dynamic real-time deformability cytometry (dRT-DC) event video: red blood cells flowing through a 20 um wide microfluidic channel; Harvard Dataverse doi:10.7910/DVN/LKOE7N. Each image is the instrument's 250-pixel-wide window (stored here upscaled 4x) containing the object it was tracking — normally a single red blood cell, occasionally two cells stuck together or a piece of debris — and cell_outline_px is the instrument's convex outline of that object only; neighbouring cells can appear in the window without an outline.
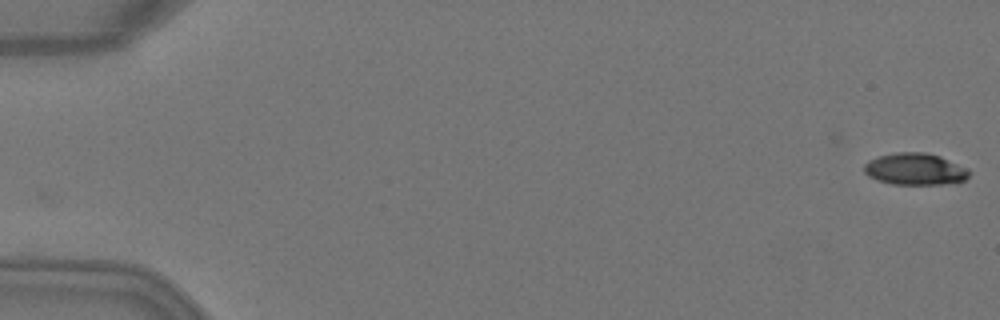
{"species": "Egyptian fruit bat (a non-hibernating species)", "species_latin": "Rousettus aegyptiacus", "temperature_condition": "warm", "stored_images_in_passage": 2, "camera_frame_rate_fps": 3000, "um_per_image_px": 0.085, "animal": {"sex": "female"}, "frame": {"image": 1, "passage_image": 2, "time_ms": 0.333, "image_size_px": [1000, 320], "cell_outline_px": [[972, 172], [964, 180], [944, 184], [892, 184], [876, 180], [868, 176], [864, 172], [864, 164], [868, 160], [880, 156], [896, 152], [924, 152], [940, 156], [968, 168]], "centroid_in_image_um": [77.77, 14.37], "position_along_channel_um": 7.2, "area_um2": 19.54}}